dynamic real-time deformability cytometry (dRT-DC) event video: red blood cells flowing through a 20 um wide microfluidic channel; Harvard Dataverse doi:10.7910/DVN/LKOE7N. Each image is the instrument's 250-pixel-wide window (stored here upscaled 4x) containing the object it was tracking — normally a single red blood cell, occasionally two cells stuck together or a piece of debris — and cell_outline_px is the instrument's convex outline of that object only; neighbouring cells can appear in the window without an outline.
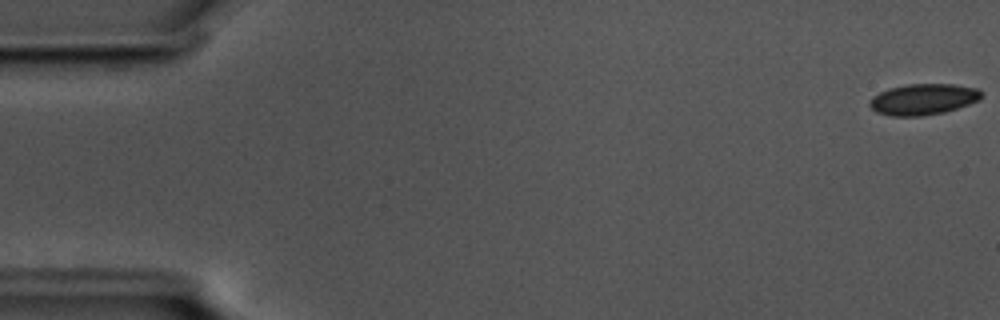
{"species": "common noctule bat (a hibernating species)", "species_latin": "Nyctalus noctula", "temperature_condition": "cold", "stored_images_in_passage": 56, "camera_frame_rate_fps": 3000, "um_per_image_px": 0.085, "animal": {"sex": "male", "body_mass_g": 17.5, "forearm_length_mm": 52.3}, "frame": {"image": 1, "passage_image": 1, "time_ms": 0.0, "image_size_px": [1000, 320], "cell_outline_px": [[980, 100], [944, 112], [924, 116], [892, 116], [876, 112], [868, 104], [872, 96], [888, 88], [908, 84], [952, 84], [980, 88]], "centroid_in_image_um": [78.45, 8.43], "position_along_channel_um": 6.5, "area_um2": 20.23}}
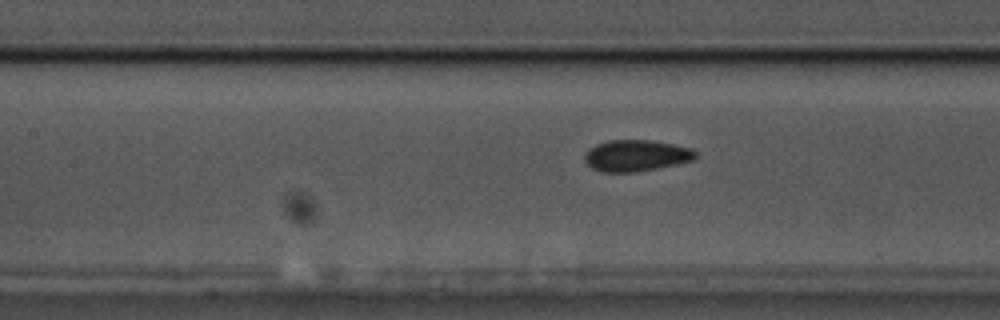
{"frame": {"image": 2, "passage_image": 25, "time_ms": 8.0, "image_size_px": [1000, 320], "cell_outline_px": [[696, 156], [692, 160], [676, 164], [636, 172], [600, 172], [592, 168], [584, 160], [584, 156], [596, 144], [608, 140], [652, 140], [692, 148], [696, 152]], "centroid_in_image_um": [54.07, 13.22], "position_along_channel_um": 153.3, "area_um2": 20.11}}
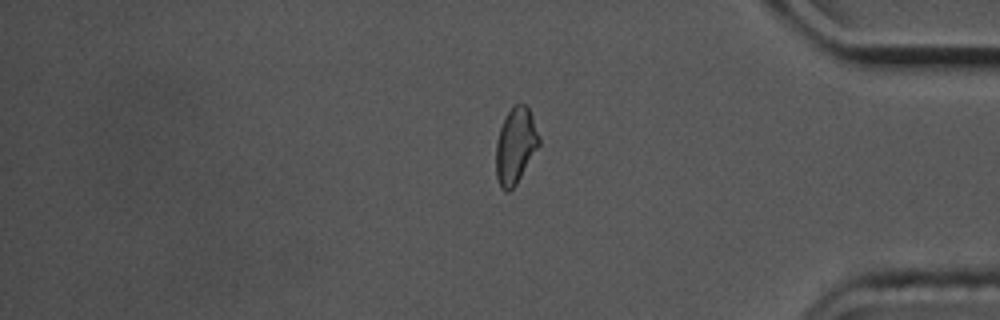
{"frame": {"image": 3, "passage_image": 47, "time_ms": 15.333, "image_size_px": [1000, 320], "cell_outline_px": [[540, 144], [516, 184], [508, 192], [504, 192], [500, 188], [496, 176], [496, 140], [500, 128], [512, 104], [524, 104], [528, 108], [532, 116], [540, 136]], "centroid_in_image_um": [43.81, 12.39], "position_along_channel_um": 391.4, "area_um2": 19.07}}